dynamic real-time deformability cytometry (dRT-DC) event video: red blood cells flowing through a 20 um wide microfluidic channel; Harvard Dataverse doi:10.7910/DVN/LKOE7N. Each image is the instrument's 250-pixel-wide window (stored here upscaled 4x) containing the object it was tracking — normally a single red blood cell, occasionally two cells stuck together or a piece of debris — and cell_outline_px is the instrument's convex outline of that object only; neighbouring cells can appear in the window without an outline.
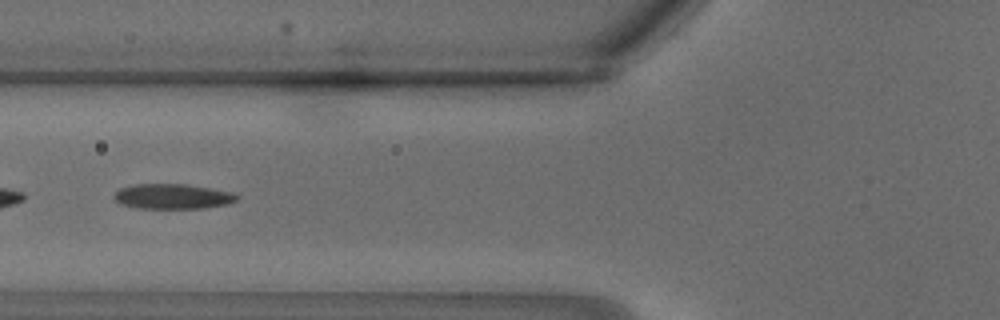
{"species": "common noctule bat (a hibernating species)", "species_latin": "Nyctalus noctula", "temperature_condition": "warm", "stored_images_in_passage": 32, "segment_of_instrument_passage": [2, 2], "camera_frame_rate_fps": 3000, "um_per_image_px": 0.085, "animal": {"sex": "male", "body_mass_g": 18.8}, "frame": {"image": 1, "passage_image": 13, "time_ms": 4.0, "image_size_px": [1000, 320], "cell_outline_px": [[240, 200], [228, 204], [204, 208], [136, 208], [120, 204], [112, 196], [120, 188], [132, 184], [184, 184], [212, 188], [232, 192], [240, 196]], "centroid_in_image_um": [14.7, 16.69], "position_along_channel_um": 111.1, "area_um2": 18.15}}
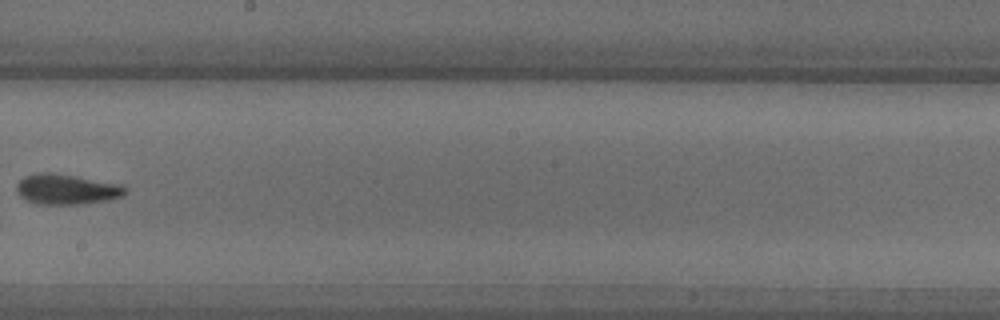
{"frame": {"image": 2, "passage_image": 19, "time_ms": 6.0, "image_size_px": [1000, 320], "cell_outline_px": [[128, 192], [120, 196], [108, 200], [84, 204], [40, 204], [28, 200], [20, 196], [16, 192], [16, 184], [24, 176], [40, 172], [48, 172], [120, 184], [128, 188]], "centroid_in_image_um": [5.65, 16.09], "position_along_channel_um": 242.6, "area_um2": 19.02}}
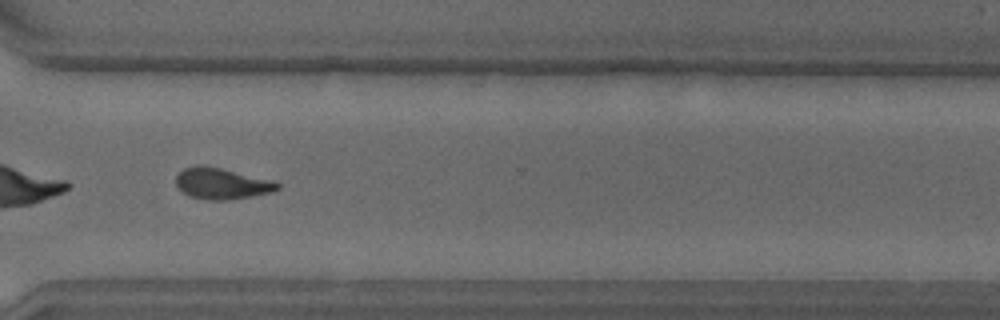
{"frame": {"image": 3, "passage_image": 24, "time_ms": 7.667, "image_size_px": [1000, 320], "cell_outline_px": [[280, 188], [272, 192], [228, 200], [208, 200], [188, 196], [176, 184], [176, 176], [184, 168], [196, 164], [200, 164], [220, 168], [272, 180], [280, 184]], "centroid_in_image_um": [18.83, 15.6], "position_along_channel_um": 351.8, "area_um2": 18.32}}